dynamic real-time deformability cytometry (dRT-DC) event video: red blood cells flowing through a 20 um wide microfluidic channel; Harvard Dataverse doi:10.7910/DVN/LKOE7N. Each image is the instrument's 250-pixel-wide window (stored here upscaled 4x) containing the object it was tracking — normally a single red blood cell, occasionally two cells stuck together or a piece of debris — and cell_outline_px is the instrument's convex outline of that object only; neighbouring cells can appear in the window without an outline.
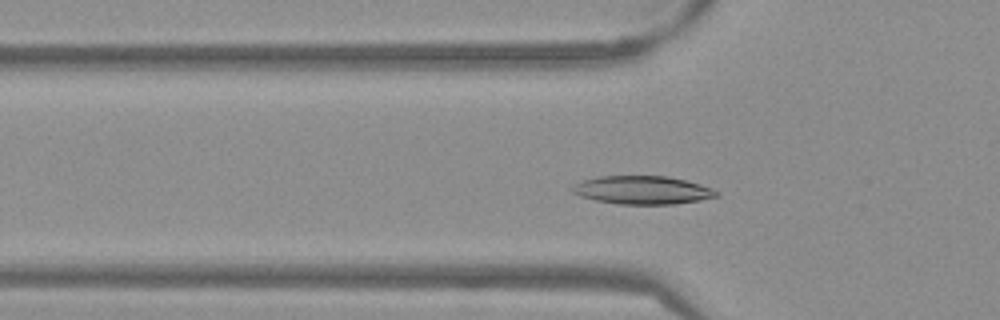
{"species": "Egyptian fruit bat (a non-hibernating species)", "species_latin": "Rousettus aegyptiacus", "temperature_condition": "warm", "stored_images_in_passage": 40, "camera_frame_rate_fps": 3000, "um_per_image_px": 0.085, "frame": {"image": 1, "passage_image": 13, "time_ms": 4.0, "image_size_px": [1000, 320], "cell_outline_px": [[720, 196], [700, 200], [672, 204], [616, 204], [596, 200], [580, 196], [572, 192], [568, 188], [572, 184], [596, 176], [668, 176], [700, 184], [712, 188], [720, 192]], "centroid_in_image_um": [54.58, 16.15], "position_along_channel_um": 71.2, "area_um2": 23.93}}
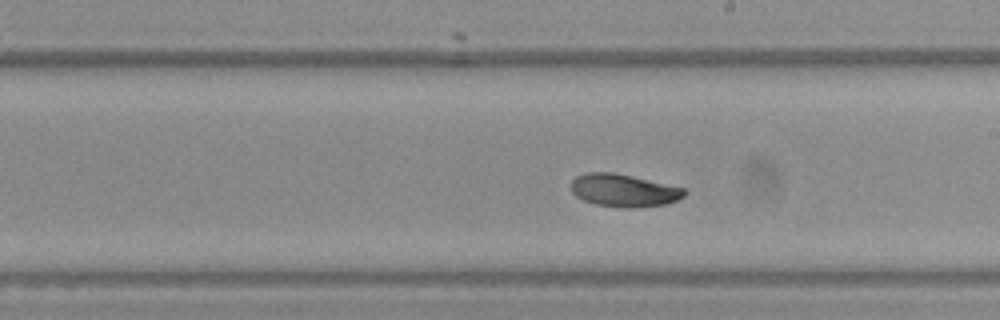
{"frame": {"image": 2, "passage_image": 26, "time_ms": 8.333, "image_size_px": [1000, 320], "cell_outline_px": [[688, 192], [684, 196], [668, 204], [628, 208], [620, 208], [596, 204], [584, 200], [576, 196], [572, 192], [572, 180], [576, 176], [588, 172], [612, 172], [632, 176], [684, 188]], "centroid_in_image_um": [53.02, 16.19], "position_along_channel_um": 236.0, "area_um2": 21.5}}
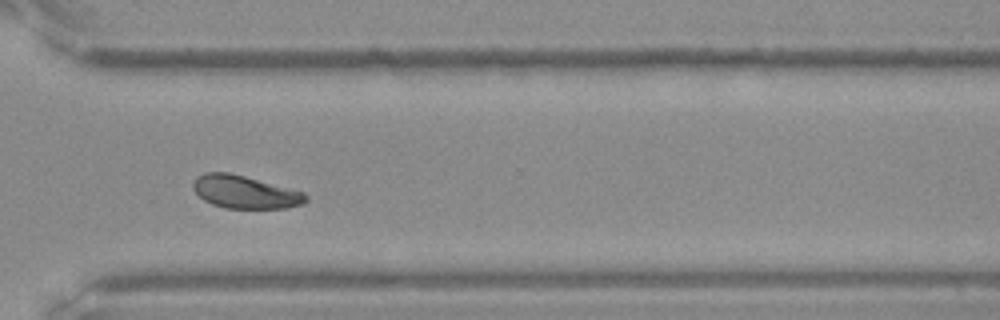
{"frame": {"image": 3, "passage_image": 35, "time_ms": 11.333, "image_size_px": [1000, 320], "cell_outline_px": [[308, 200], [304, 204], [284, 208], [224, 208], [212, 204], [204, 200], [192, 188], [192, 184], [196, 176], [204, 172], [228, 172], [244, 176], [304, 192], [308, 196]], "centroid_in_image_um": [20.81, 16.32], "position_along_channel_um": 349.8, "area_um2": 21.56}, "authors_computed_cell_mechanics": {"area_um2": 22.2819, "velocity_mm_per_s": 3.7851, "shape_relaxation_time_tau1_ms": 3.9462, "shape_relaxation_time_tau2_ms": 4.0977, "deformation_change_tau1": 0.1354, "deformation_change_tau2": 0.0555}}